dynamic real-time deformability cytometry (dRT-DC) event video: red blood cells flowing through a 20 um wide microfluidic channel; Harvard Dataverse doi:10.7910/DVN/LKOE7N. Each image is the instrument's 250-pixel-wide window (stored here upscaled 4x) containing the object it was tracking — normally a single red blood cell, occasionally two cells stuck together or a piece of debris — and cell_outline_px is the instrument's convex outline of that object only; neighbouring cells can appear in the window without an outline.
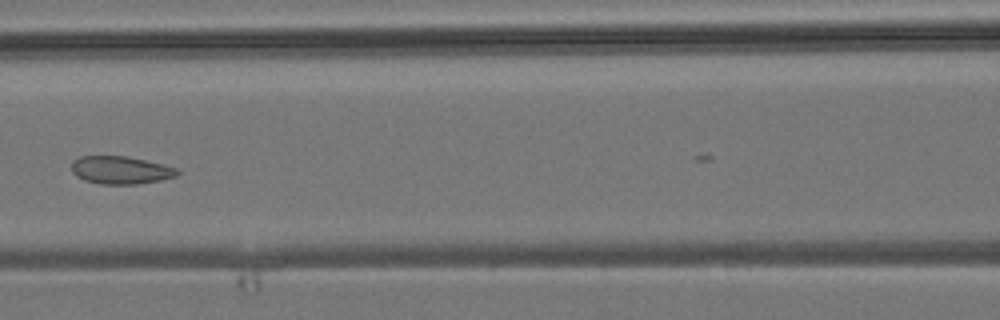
{"species": "common noctule bat (a hibernating species)", "species_latin": "Nyctalus noctula", "temperature_condition": "room temperature", "stored_images_in_passage": 7, "camera_frame_rate_fps": 3000, "um_per_image_px": 0.085, "animal": {"sex": "male", "body_mass_g": 19.2, "forearm_length_mm": 51.8}, "frame": {"image": 1, "passage_image": 6, "time_ms": 6.0, "image_size_px": [1000, 320], "cell_outline_px": [[180, 172], [176, 176], [160, 180], [136, 184], [100, 184], [84, 180], [76, 176], [72, 172], [72, 160], [80, 156], [124, 156], [164, 164], [180, 168]], "centroid_in_image_um": [10.26, 14.46], "position_along_channel_um": 156.3, "area_um2": 17.22}}
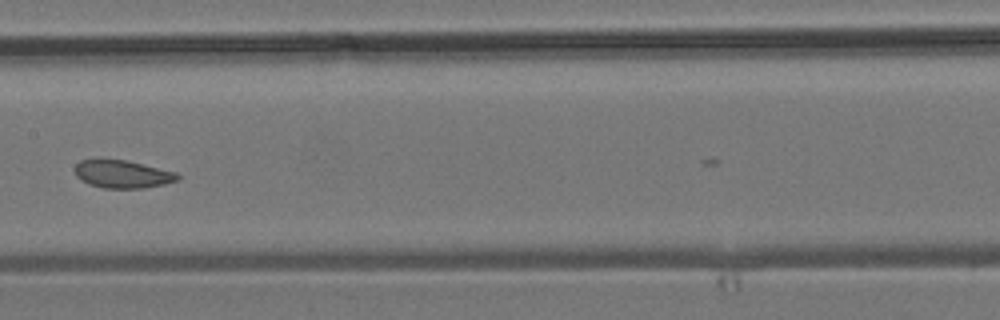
{"frame": {"image": 2, "passage_image": 7, "time_ms": 7.0, "image_size_px": [1000, 320], "cell_outline_px": [[180, 180], [164, 184], [144, 188], [104, 188], [88, 184], [76, 176], [76, 164], [80, 160], [124, 160], [176, 172], [180, 176]], "centroid_in_image_um": [10.44, 14.82], "position_along_channel_um": 197.0, "area_um2": 16.42}}